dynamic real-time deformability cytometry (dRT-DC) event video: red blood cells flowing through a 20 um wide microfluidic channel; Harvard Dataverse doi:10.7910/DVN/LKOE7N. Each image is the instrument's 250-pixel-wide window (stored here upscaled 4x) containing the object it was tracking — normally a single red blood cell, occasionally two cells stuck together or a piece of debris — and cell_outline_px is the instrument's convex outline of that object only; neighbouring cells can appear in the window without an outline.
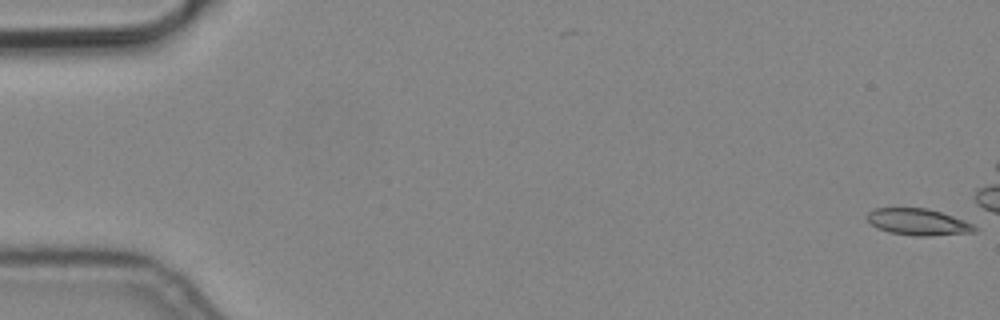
{"species": "common noctule bat (a hibernating species)", "species_latin": "Nyctalus noctula", "temperature_condition": "cold", "stored_images_in_passage": 8, "camera_frame_rate_fps": 3000, "um_per_image_px": 0.085, "animal": {"sex": "male", "body_mass_g": 19.2, "forearm_length_mm": 51.8}, "frame": {"image": 1, "passage_image": 1, "time_ms": 0.0, "image_size_px": [1000, 320], "cell_outline_px": [[976, 232], [928, 236], [916, 236], [888, 232], [876, 228], [868, 220], [868, 212], [876, 208], [928, 208], [964, 220], [972, 224], [976, 228]], "centroid_in_image_um": [78.03, 18.87], "position_along_channel_um": 7.0, "area_um2": 16.53}}